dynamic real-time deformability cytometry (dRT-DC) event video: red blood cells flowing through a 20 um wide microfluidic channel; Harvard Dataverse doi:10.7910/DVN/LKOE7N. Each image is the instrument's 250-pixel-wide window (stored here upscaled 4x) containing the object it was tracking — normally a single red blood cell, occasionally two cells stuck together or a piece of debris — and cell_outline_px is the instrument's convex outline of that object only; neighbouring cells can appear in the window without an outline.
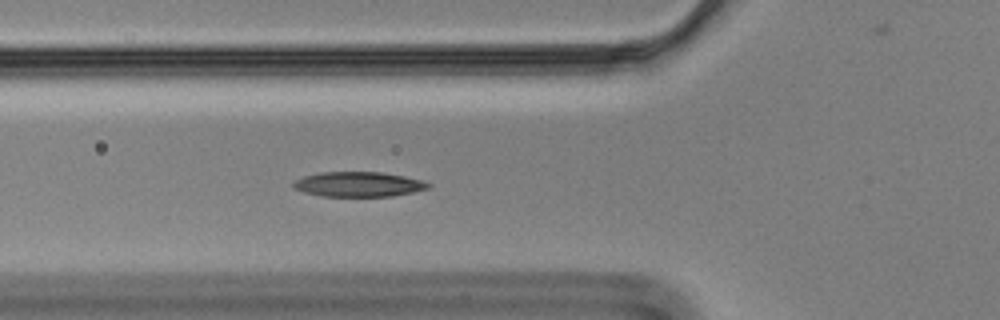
{"species": "Egyptian fruit bat (a non-hibernating species)", "species_latin": "Rousettus aegyptiacus", "temperature_condition": "cold", "stored_images_in_passage": 41, "camera_frame_rate_fps": 3000, "um_per_image_px": 0.085, "animal": {"sex": "male"}, "frame": {"image": 1, "passage_image": 3, "time_ms": 0.667, "image_size_px": [1000, 320], "cell_outline_px": [[432, 184], [428, 188], [412, 192], [392, 196], [320, 196], [304, 192], [292, 188], [292, 184], [296, 180], [304, 176], [320, 172], [380, 172], [404, 176], [424, 180]], "centroid_in_image_um": [30.47, 15.66], "position_along_channel_um": 95.3, "area_um2": 19.59}}
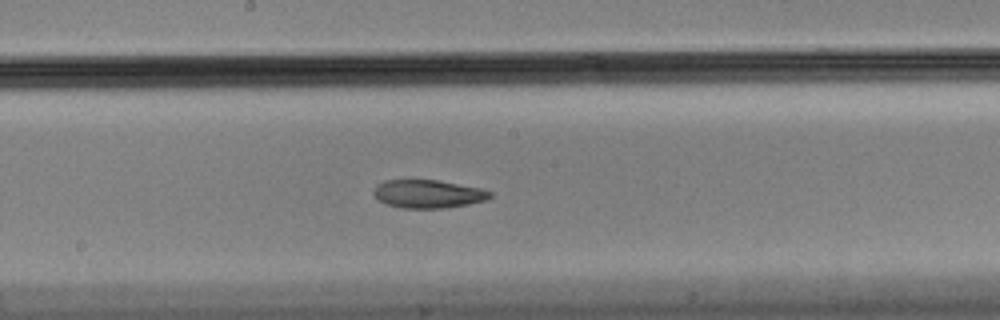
{"frame": {"image": 2, "passage_image": 13, "time_ms": 4.0, "image_size_px": [1000, 320], "cell_outline_px": [[492, 196], [484, 200], [468, 204], [444, 208], [400, 208], [384, 204], [372, 192], [376, 184], [384, 180], [436, 180], [480, 188], [492, 192]], "centroid_in_image_um": [36.34, 16.48], "position_along_channel_um": 211.9, "area_um2": 19.07}}
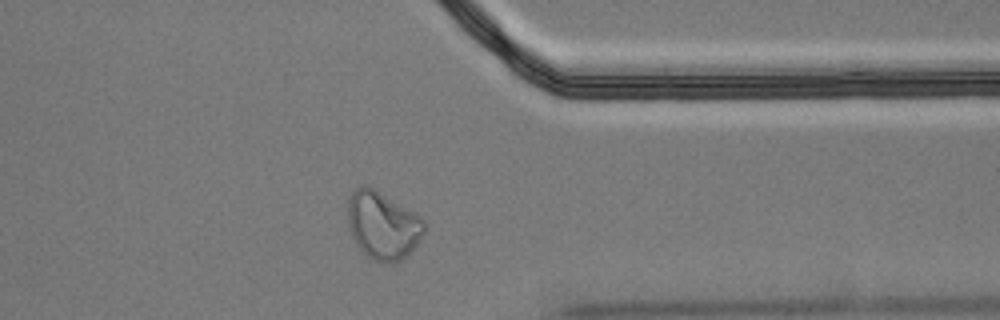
{"frame": {"image": 3, "passage_image": 28, "time_ms": 9.0, "image_size_px": [1000, 320], "cell_outline_px": [[428, 224], [420, 240], [400, 260], [392, 264], [384, 264], [368, 256], [356, 244], [352, 236], [348, 224], [348, 200], [352, 192], [356, 188], [364, 184], [372, 188], [420, 216]], "centroid_in_image_um": [32.53, 19.16], "position_along_channel_um": 378.9, "area_um2": 29.82}}